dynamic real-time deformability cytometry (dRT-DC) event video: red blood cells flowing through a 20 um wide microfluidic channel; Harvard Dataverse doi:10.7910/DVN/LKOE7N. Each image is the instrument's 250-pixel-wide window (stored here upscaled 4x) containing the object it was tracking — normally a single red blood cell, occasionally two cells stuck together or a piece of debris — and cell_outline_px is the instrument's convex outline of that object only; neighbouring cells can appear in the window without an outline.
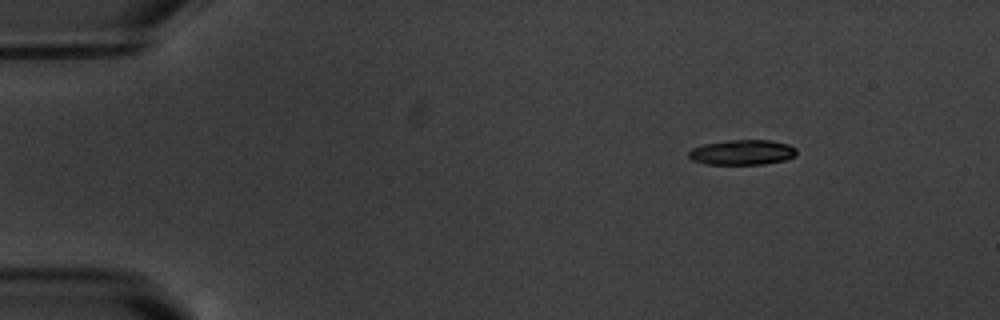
{"species": "common noctule bat (a hibernating species)", "species_latin": "Nyctalus noctula", "temperature_condition": "warm", "stored_images_in_passage": 5, "camera_frame_rate_fps": 3000, "um_per_image_px": 0.085, "animal": {"sex": "male", "body_mass_g": 20.1, "forearm_length_mm": 53.5}, "frame": {"image": 1, "passage_image": 2, "time_ms": 1.333, "image_size_px": [1000, 320], "cell_outline_px": [[796, 156], [784, 160], [764, 164], [704, 164], [692, 160], [688, 156], [688, 152], [692, 148], [704, 144], [724, 140], [768, 140], [788, 144], [796, 148]], "centroid_in_image_um": [63.07, 12.95], "position_along_channel_um": 21.9, "area_um2": 15.84}}
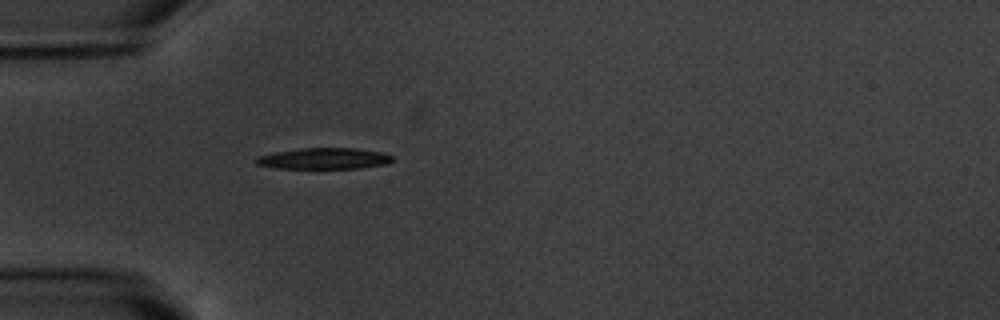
{"frame": {"image": 2, "passage_image": 5, "time_ms": 4.667, "image_size_px": [1000, 320], "cell_outline_px": [[392, 160], [388, 164], [360, 168], [276, 168], [256, 164], [252, 160], [256, 156], [272, 152], [300, 148], [356, 148], [380, 152], [392, 156]], "centroid_in_image_um": [27.47, 13.47], "position_along_channel_um": 57.5, "area_um2": 16.94}}